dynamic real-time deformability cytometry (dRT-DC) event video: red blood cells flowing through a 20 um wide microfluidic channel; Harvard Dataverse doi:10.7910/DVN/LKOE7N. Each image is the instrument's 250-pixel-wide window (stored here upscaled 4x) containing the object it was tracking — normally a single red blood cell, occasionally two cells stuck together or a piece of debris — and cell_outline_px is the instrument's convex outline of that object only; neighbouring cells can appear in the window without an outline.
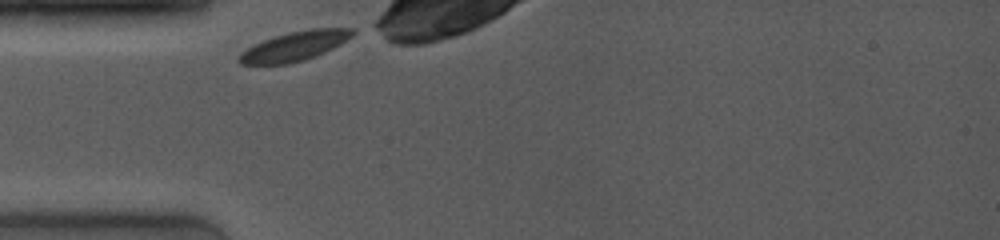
{"species": "common noctule bat (a hibernating species)", "species_latin": "Nyctalus noctula", "temperature_condition": "room temperature", "stored_images_in_passage": 23, "camera_frame_rate_fps": 4000, "um_per_image_px": 0.085, "animal": {"sex": "female", "body_mass_g": 19.0, "forearm_length_mm": 53.3}, "frame": {"image": 1, "passage_image": 1, "time_ms": 0.0, "image_size_px": [1000, 240], "cell_outline_px": [[356, 32], [352, 36], [340, 44], [324, 52], [304, 60], [288, 64], [240, 64], [236, 60], [236, 56], [240, 52], [264, 40], [276, 36], [292, 32], [312, 28], [352, 28]], "centroid_in_image_um": [25.03, 3.93], "position_along_channel_um": 60.0, "area_um2": 19.19}}